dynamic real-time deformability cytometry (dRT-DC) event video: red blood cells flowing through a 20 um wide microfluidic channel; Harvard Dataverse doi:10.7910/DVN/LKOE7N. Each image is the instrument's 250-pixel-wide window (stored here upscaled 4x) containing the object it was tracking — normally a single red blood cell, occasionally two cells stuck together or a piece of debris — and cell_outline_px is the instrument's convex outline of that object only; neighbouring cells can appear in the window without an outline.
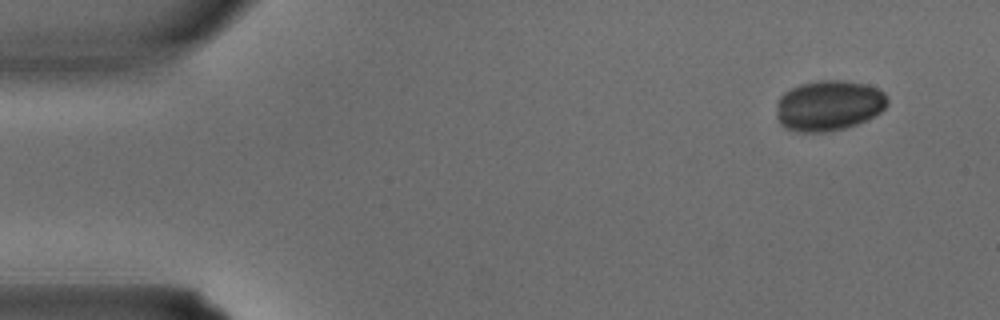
{"species": "common noctule bat (a hibernating species)", "species_latin": "Nyctalus noctula", "temperature_condition": "warm", "stored_images_in_passage": 3, "segment_of_instrument_passage": [1, 2], "camera_frame_rate_fps": 3000, "um_per_image_px": 0.085, "animal": {"sex": "male", "body_mass_g": 15.6}, "frame": {"image": 1, "passage_image": 1, "time_ms": 0.0, "image_size_px": [1000, 320], "cell_outline_px": [[888, 104], [880, 112], [856, 124], [844, 128], [824, 132], [796, 132], [784, 128], [780, 124], [776, 116], [776, 100], [784, 92], [800, 84], [816, 80], [848, 80], [880, 88], [888, 96]], "centroid_in_image_um": [70.42, 8.96], "position_along_channel_um": 14.6, "area_um2": 33.06}}